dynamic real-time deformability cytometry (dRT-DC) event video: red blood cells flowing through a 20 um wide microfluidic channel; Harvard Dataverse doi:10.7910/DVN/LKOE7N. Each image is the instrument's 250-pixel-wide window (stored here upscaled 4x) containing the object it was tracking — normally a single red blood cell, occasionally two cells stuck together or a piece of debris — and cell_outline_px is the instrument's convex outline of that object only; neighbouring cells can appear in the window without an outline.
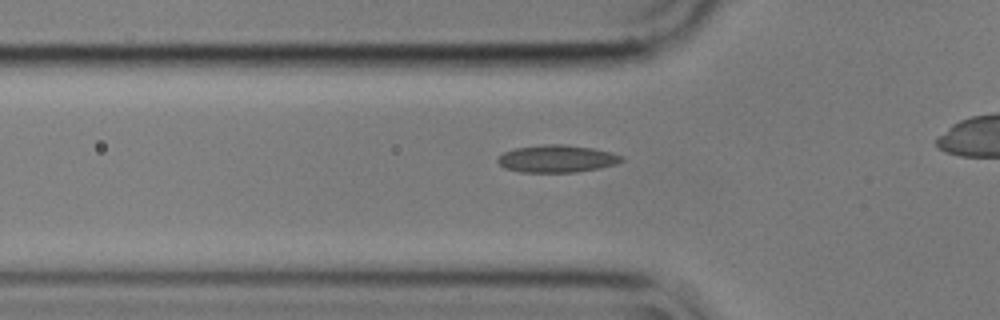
{"species": "common noctule bat (a hibernating species)", "species_latin": "Nyctalus noctula", "temperature_condition": "cold", "stored_images_in_passage": 30, "camera_frame_rate_fps": 3000, "um_per_image_px": 0.085, "animal": {"sex": "male", "body_mass_g": 17.9}, "frame": {"image": 1, "passage_image": 3, "time_ms": 0.667, "image_size_px": [1000, 320], "cell_outline_px": [[624, 160], [616, 164], [600, 168], [576, 172], [520, 172], [504, 168], [496, 160], [504, 152], [516, 148], [544, 144], [564, 144], [592, 148], [612, 152], [624, 156]], "centroid_in_image_um": [47.36, 13.49], "position_along_channel_um": 78.4, "area_um2": 19.83}}
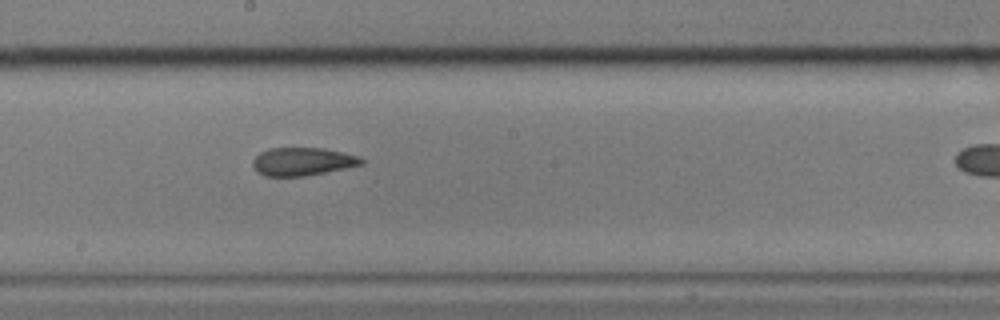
{"frame": {"image": 2, "passage_image": 15, "time_ms": 4.667, "image_size_px": [1000, 320], "cell_outline_px": [[364, 164], [304, 176], [264, 176], [256, 172], [252, 164], [252, 160], [260, 152], [268, 148], [324, 148], [360, 156], [364, 160]], "centroid_in_image_um": [25.69, 13.73], "position_along_channel_um": 222.5, "area_um2": 17.8}}
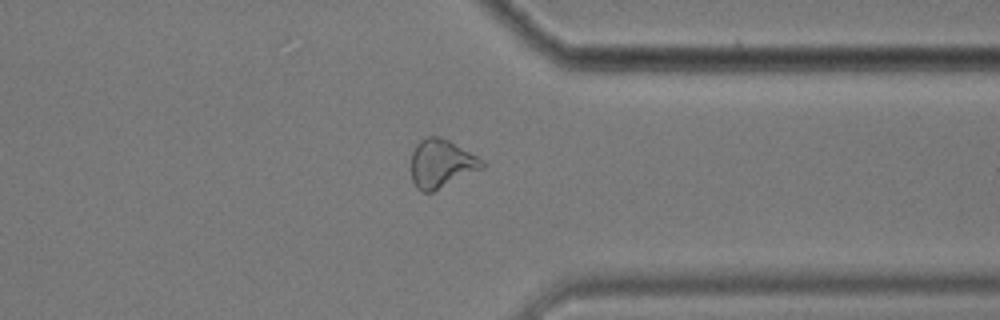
{"frame": {"image": 3, "passage_image": 28, "time_ms": 9.0, "image_size_px": [1000, 320], "cell_outline_px": [[484, 168], [432, 192], [420, 192], [416, 188], [412, 180], [412, 152], [416, 144], [420, 140], [428, 136], [440, 136], [448, 140], [484, 160]], "centroid_in_image_um": [37.5, 13.91], "position_along_channel_um": 373.9, "area_um2": 19.94}}